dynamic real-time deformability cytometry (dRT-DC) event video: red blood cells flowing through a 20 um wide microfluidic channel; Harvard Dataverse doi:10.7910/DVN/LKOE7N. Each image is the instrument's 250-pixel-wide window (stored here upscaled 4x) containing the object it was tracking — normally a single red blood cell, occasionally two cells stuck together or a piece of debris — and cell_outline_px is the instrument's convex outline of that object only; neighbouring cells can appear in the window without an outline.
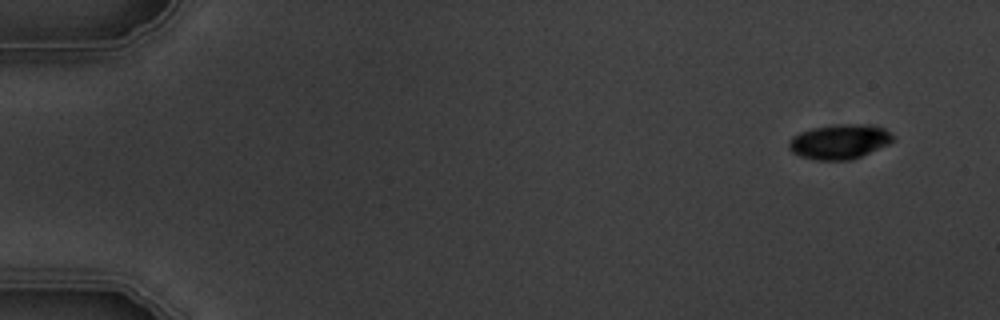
{"species": "common noctule bat (a hibernating species)", "species_latin": "Nyctalus noctula", "temperature_condition": "warm", "stored_images_in_passage": 8, "camera_frame_rate_fps": 3000, "um_per_image_px": 0.085, "animal": {"sex": "male", "body_mass_g": 19.5, "forearm_length_mm": 54.6}, "frame": {"image": 1, "passage_image": 1, "time_ms": 0.0, "image_size_px": [1000, 320], "cell_outline_px": [[896, 140], [888, 144], [852, 160], [816, 160], [800, 156], [792, 152], [788, 148], [788, 144], [792, 136], [800, 132], [812, 128], [836, 124], [872, 124], [884, 128]], "centroid_in_image_um": [71.35, 12.03], "position_along_channel_um": 13.7, "area_um2": 21.15}}
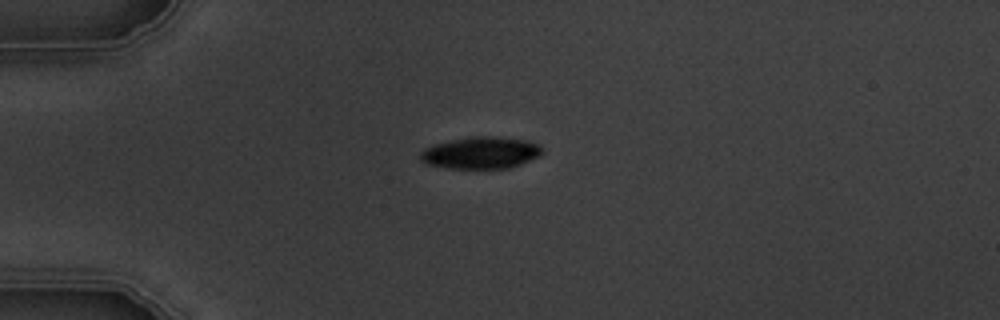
{"frame": {"image": 2, "passage_image": 4, "time_ms": 3.667, "image_size_px": [1000, 320], "cell_outline_px": [[544, 152], [540, 156], [520, 164], [508, 168], [448, 168], [424, 164], [420, 160], [420, 152], [424, 148], [432, 144], [472, 136], [488, 136], [528, 140], [540, 144]], "centroid_in_image_um": [40.86, 12.98], "position_along_channel_um": 44.1, "area_um2": 22.83}}
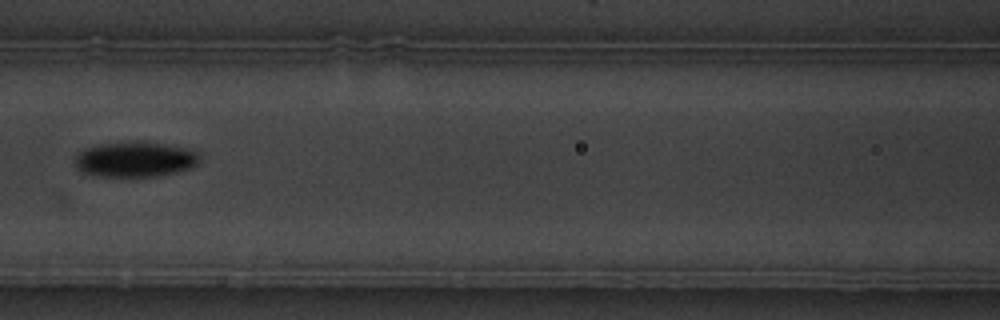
{"frame": {"image": 3, "passage_image": 7, "time_ms": 7.333, "image_size_px": [1000, 320], "cell_outline_px": [[200, 160], [192, 168], [176, 172], [156, 176], [100, 176], [80, 172], [76, 168], [76, 156], [80, 152], [88, 148], [100, 144], [164, 144], [184, 148], [200, 152]], "centroid_in_image_um": [11.52, 13.59], "position_along_channel_um": 155.1, "area_um2": 24.74}}